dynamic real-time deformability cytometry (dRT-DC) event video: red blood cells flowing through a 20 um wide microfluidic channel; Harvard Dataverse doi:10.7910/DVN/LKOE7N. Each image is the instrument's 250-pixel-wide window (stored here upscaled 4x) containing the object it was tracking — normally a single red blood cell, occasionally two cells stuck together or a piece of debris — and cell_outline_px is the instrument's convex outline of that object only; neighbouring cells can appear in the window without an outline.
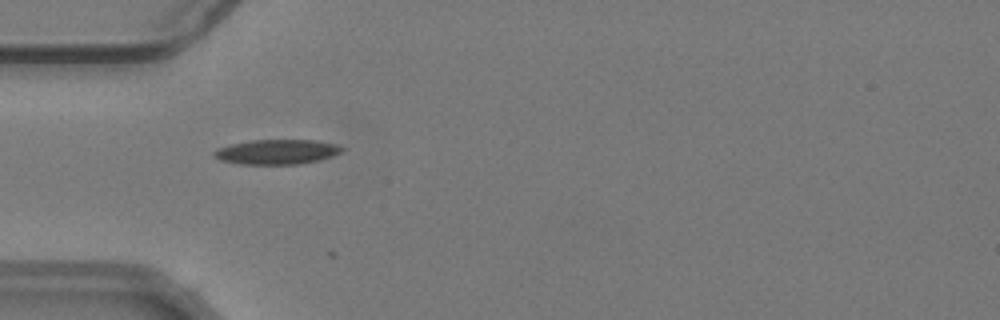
{"species": "common noctule bat (a hibernating species)", "species_latin": "Nyctalus noctula", "temperature_condition": "warm", "stored_images_in_passage": 6, "camera_frame_rate_fps": 3000, "um_per_image_px": 0.085, "animal": {"sex": "male", "body_mass_g": 19.2, "forearm_length_mm": 51.8}, "frame": {"image": 1, "passage_image": 3, "time_ms": 0.667, "image_size_px": [1000, 320], "cell_outline_px": [[344, 148], [340, 152], [332, 156], [300, 164], [236, 164], [220, 160], [212, 156], [212, 152], [216, 148], [232, 144], [252, 140], [316, 140], [336, 144]], "centroid_in_image_um": [23.47, 12.91], "position_along_channel_um": 61.5, "area_um2": 18.5}}